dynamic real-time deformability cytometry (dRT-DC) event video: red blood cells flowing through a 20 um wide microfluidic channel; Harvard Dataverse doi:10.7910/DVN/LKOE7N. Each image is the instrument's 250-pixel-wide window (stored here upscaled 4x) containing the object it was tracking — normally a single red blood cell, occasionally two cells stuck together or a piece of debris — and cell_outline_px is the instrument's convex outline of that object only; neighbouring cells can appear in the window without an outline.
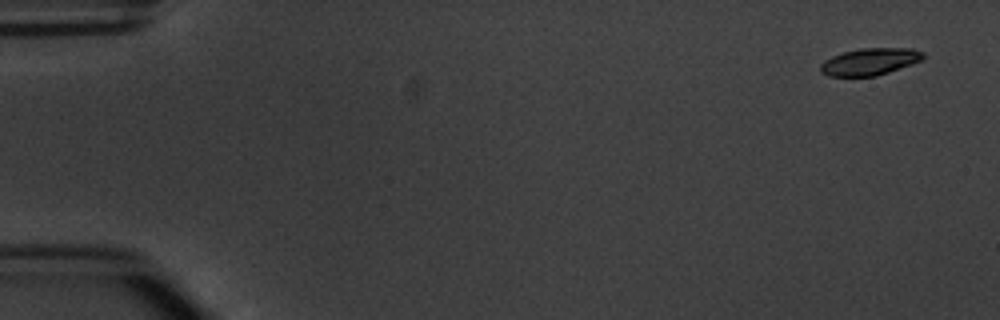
{"species": "common noctule bat (a hibernating species)", "species_latin": "Nyctalus noctula", "temperature_condition": "warm", "stored_images_in_passage": 4, "camera_frame_rate_fps": 3000, "um_per_image_px": 0.085, "animal": {"sex": "male", "body_mass_g": 20.1, "forearm_length_mm": 53.5}, "frame": {"image": 1, "passage_image": 1, "time_ms": 0.0, "image_size_px": [1000, 320], "cell_outline_px": [[924, 60], [876, 76], [828, 76], [820, 72], [820, 64], [824, 60], [832, 56], [844, 52], [860, 48], [912, 48], [924, 52]], "centroid_in_image_um": [73.95, 5.23], "position_along_channel_um": 11.1, "area_um2": 16.24}}